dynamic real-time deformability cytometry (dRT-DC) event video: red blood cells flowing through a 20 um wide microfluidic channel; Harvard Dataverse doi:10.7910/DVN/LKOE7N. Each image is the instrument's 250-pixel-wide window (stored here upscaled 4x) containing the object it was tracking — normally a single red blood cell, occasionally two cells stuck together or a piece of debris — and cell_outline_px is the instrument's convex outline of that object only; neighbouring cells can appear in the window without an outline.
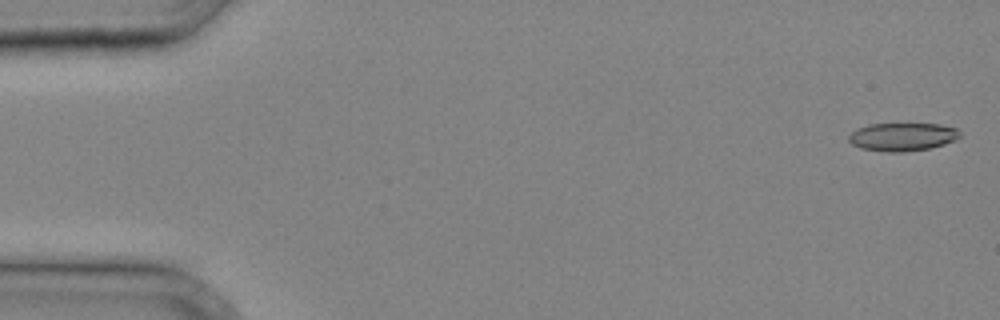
{"species": "common noctule bat (a hibernating species)", "species_latin": "Nyctalus noctula", "temperature_condition": "cold", "stored_images_in_passage": 6, "camera_frame_rate_fps": 3000, "um_per_image_px": 0.085, "animal": {"sex": "male", "body_mass_g": 20.4}, "frame": {"image": 1, "passage_image": 1, "time_ms": 0.0, "image_size_px": [1000, 320], "cell_outline_px": [[960, 136], [956, 140], [944, 144], [928, 148], [904, 152], [888, 152], [860, 148], [852, 144], [848, 140], [848, 136], [856, 128], [868, 124], [940, 124], [956, 128], [960, 132]], "centroid_in_image_um": [76.69, 11.63], "position_along_channel_um": 8.3, "area_um2": 18.26}}